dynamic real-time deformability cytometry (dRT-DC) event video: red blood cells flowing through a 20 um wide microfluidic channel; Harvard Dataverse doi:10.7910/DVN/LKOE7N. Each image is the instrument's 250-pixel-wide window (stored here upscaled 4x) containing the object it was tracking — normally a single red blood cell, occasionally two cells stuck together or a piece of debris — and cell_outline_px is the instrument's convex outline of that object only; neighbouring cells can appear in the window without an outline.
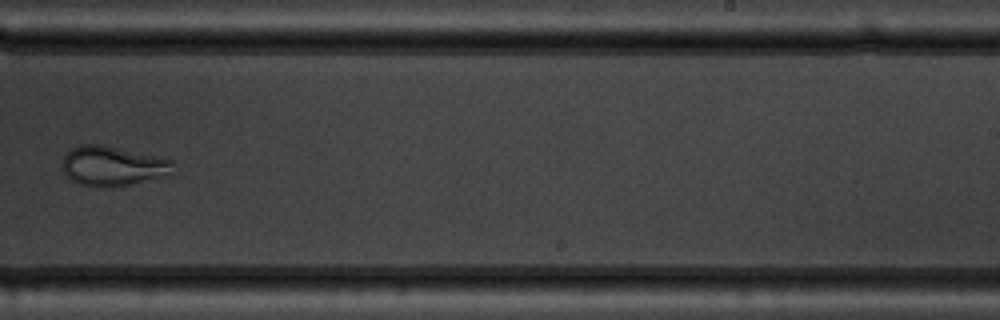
{"species": "common noctule bat (a hibernating species)", "species_latin": "Nyctalus noctula", "temperature_condition": "warm", "stored_images_in_passage": 10, "camera_frame_rate_fps": 3000, "um_per_image_px": 0.085, "animal": {"sex": "male", "body_mass_g": 19.5, "forearm_length_mm": 54.6}, "frame": {"image": 1, "passage_image": 9, "time_ms": 10.0, "image_size_px": [1000, 320], "cell_outline_px": [[172, 176], [128, 184], [80, 184], [72, 180], [64, 172], [60, 164], [64, 156], [72, 148], [80, 144], [100, 144], [172, 160]], "centroid_in_image_um": [9.58, 14.07], "position_along_channel_um": 279.4, "area_um2": 24.85}}
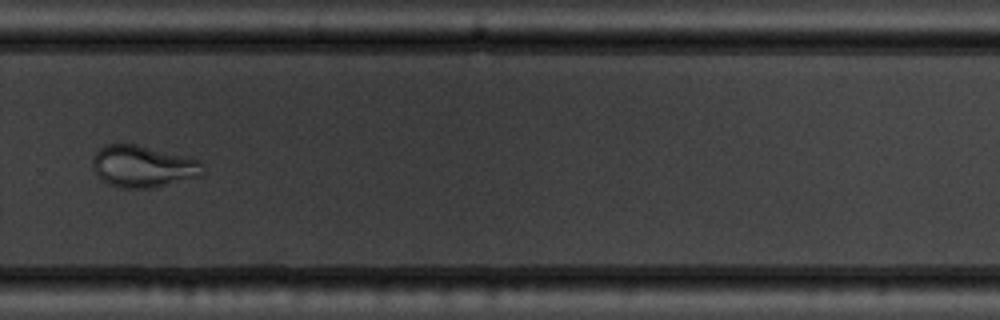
{"frame": {"image": 2, "passage_image": 10, "time_ms": 11.0, "image_size_px": [1000, 320], "cell_outline_px": [[204, 172], [200, 176], [152, 188], [120, 188], [108, 184], [100, 180], [96, 176], [92, 168], [92, 156], [104, 144], [136, 144], [200, 160], [204, 164]], "centroid_in_image_um": [12.11, 14.15], "position_along_channel_um": 317.7, "area_um2": 27.11}}